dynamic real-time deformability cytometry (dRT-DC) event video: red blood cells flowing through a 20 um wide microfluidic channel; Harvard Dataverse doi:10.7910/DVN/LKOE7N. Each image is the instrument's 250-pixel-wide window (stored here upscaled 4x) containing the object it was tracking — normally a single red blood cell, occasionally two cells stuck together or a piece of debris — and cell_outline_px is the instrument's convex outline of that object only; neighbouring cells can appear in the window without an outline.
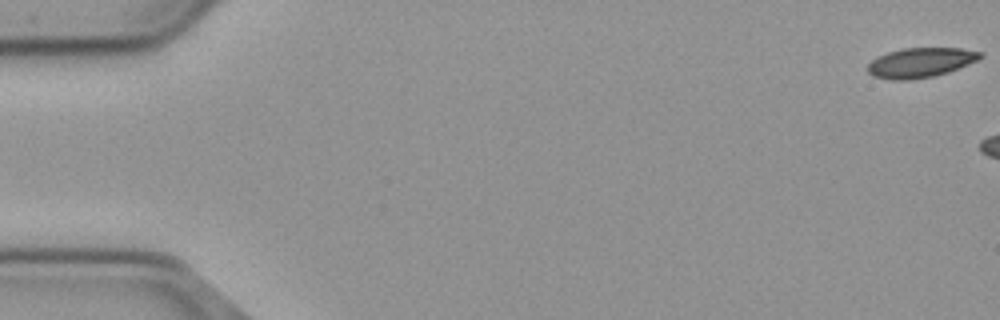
{"species": "common noctule bat (a hibernating species)", "species_latin": "Nyctalus noctula", "temperature_condition": "cold", "stored_images_in_passage": 13, "camera_frame_rate_fps": 3000, "um_per_image_px": 0.085, "animal": {"sex": "male", "body_mass_g": 23.1, "forearm_length_mm": 52.7}, "frame": {"image": 1, "passage_image": 1, "time_ms": 0.0, "image_size_px": [1000, 320], "cell_outline_px": [[984, 56], [968, 64], [948, 72], [932, 76], [908, 80], [892, 80], [872, 76], [868, 72], [868, 64], [876, 56], [888, 52], [904, 48], [960, 48], [984, 52]], "centroid_in_image_um": [78.23, 5.31], "position_along_channel_um": 6.8, "area_um2": 19.48}}